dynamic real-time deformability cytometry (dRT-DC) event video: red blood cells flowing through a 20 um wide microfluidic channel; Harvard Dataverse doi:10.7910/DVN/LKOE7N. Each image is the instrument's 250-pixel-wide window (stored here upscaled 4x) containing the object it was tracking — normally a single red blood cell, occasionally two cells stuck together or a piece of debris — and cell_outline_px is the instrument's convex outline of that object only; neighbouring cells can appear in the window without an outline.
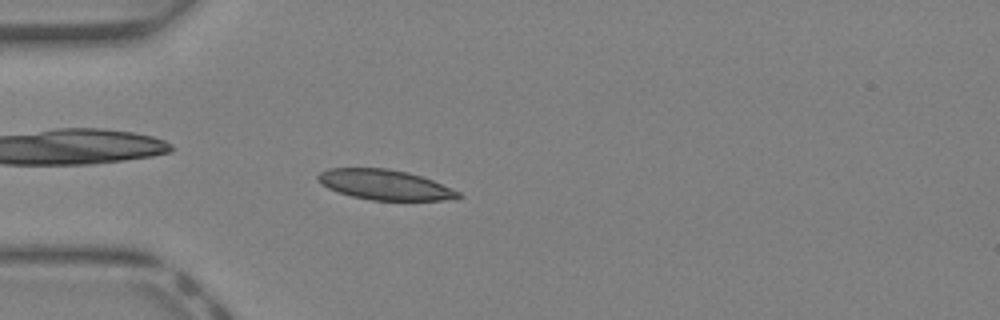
{"species": "Egyptian fruit bat (a non-hibernating species)", "species_latin": "Rousettus aegyptiacus", "temperature_condition": "warm", "stored_images_in_passage": 41, "camera_frame_rate_fps": 3000, "um_per_image_px": 0.085, "animal": {"sex": "female"}, "frame": {"image": 1, "passage_image": 12, "time_ms": 3.667, "image_size_px": [1000, 320], "cell_outline_px": [[464, 196], [456, 200], [372, 200], [352, 196], [328, 188], [316, 176], [320, 172], [328, 168], [388, 168], [408, 172], [432, 180], [452, 188], [460, 192]], "centroid_in_image_um": [32.78, 15.7], "position_along_channel_um": 52.2, "area_um2": 24.57}}
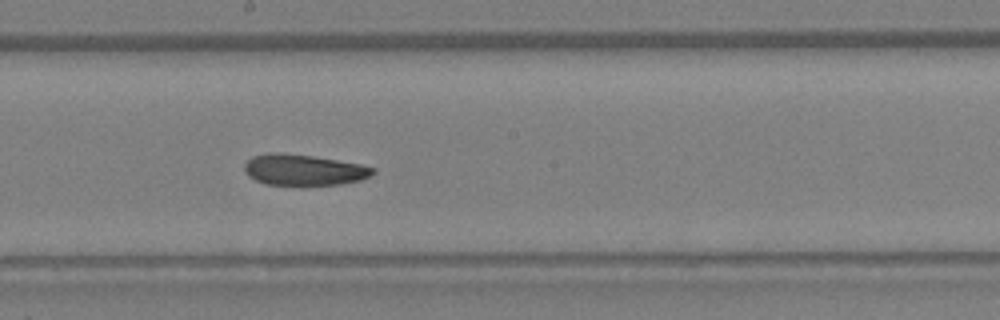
{"frame": {"image": 2, "passage_image": 23, "time_ms": 7.333, "image_size_px": [1000, 320], "cell_outline_px": [[376, 172], [372, 176], [360, 180], [340, 184], [300, 188], [264, 184], [248, 176], [244, 172], [244, 164], [252, 156], [268, 152], [276, 152], [312, 156], [360, 164], [376, 168]], "centroid_in_image_um": [25.8, 14.49], "position_along_channel_um": 222.4, "area_um2": 24.16}}
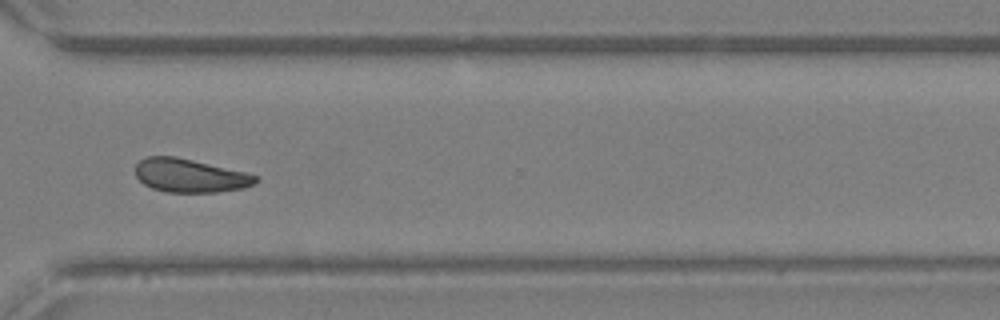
{"frame": {"image": 3, "passage_image": 31, "time_ms": 10.0, "image_size_px": [1000, 320], "cell_outline_px": [[260, 180], [256, 184], [244, 188], [216, 192], [164, 192], [152, 188], [144, 184], [136, 176], [136, 164], [140, 160], [148, 156], [176, 156], [244, 172], [256, 176]], "centroid_in_image_um": [16.14, 14.93], "position_along_channel_um": 354.5, "area_um2": 23.41}, "authors_computed_cell_mechanics": {"area_um2": 23.7558, "velocity_mm_per_s": 4.9564, "shape_relaxation_time_tau1_ms": 6.1784, "shape_relaxation_time_tau2_ms": 2.984, "deformation_change_tau1": 0.1502, "deformation_change_tau2": 0.0902}}